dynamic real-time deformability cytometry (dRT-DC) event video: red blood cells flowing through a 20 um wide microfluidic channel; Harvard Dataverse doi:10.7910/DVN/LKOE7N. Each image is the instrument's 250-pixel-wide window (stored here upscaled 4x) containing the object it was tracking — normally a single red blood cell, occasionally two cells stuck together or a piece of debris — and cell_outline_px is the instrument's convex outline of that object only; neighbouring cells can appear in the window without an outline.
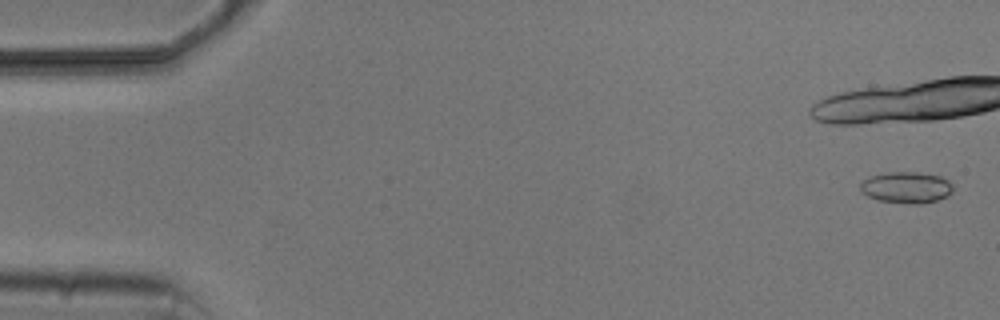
{"species": "common noctule bat (a hibernating species)", "species_latin": "Nyctalus noctula", "temperature_condition": "cold", "stored_images_in_passage": 3, "camera_frame_rate_fps": 3000, "um_per_image_px": 0.085, "animal": {"sex": "male", "body_mass_g": 20.5, "forearm_length_mm": 52.5}, "frame": {"image": 1, "passage_image": 3, "time_ms": 2.333, "image_size_px": [1000, 320], "cell_outline_px": [[952, 192], [948, 196], [936, 200], [920, 204], [912, 204], [876, 200], [860, 192], [860, 184], [864, 180], [872, 176], [888, 172], [916, 172], [940, 176], [948, 180], [952, 184]], "centroid_in_image_um": [77.04, 15.94], "position_along_channel_um": 8.0, "area_um2": 16.94}}